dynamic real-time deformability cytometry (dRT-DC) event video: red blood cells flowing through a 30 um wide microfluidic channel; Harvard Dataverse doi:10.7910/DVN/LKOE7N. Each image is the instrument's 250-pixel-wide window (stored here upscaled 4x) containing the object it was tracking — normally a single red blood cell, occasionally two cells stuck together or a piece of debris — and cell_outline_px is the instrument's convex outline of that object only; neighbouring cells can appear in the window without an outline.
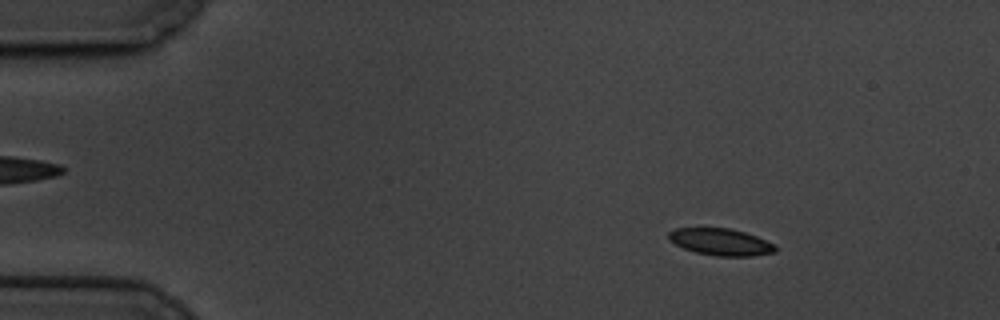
{"species": "common noctule bat (a hibernating species)", "species_latin": "Nyctalus noctula", "temperature_condition": "cold", "stored_images_in_passage": 57, "camera_frame_rate_fps": 3000, "um_per_image_px": 0.085, "animal": {"sex": "male", "body_mass_g": 19.5, "forearm_length_mm": 54.6}, "frame": {"image": 1, "passage_image": 6, "time_ms": 1.667, "image_size_px": [1000, 320], "cell_outline_px": [[776, 252], [752, 256], [716, 256], [696, 252], [684, 248], [668, 240], [668, 232], [676, 228], [732, 228], [756, 236], [772, 244], [776, 248]], "centroid_in_image_um": [61.23, 20.56], "position_along_channel_um": 23.8, "area_um2": 16.59}}
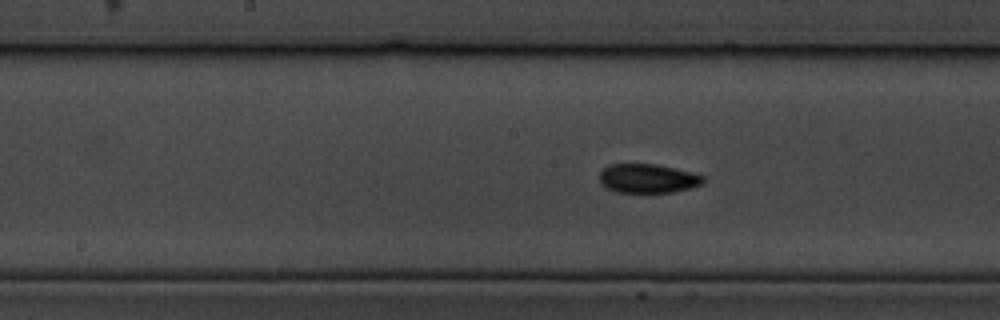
{"frame": {"image": 2, "passage_image": 28, "time_ms": 9.0, "image_size_px": [1000, 320], "cell_outline_px": [[704, 184], [692, 188], [672, 192], [616, 192], [604, 188], [600, 184], [600, 172], [608, 164], [656, 164], [692, 172], [704, 176]], "centroid_in_image_um": [55.06, 15.17], "position_along_channel_um": 193.1, "area_um2": 17.74}}
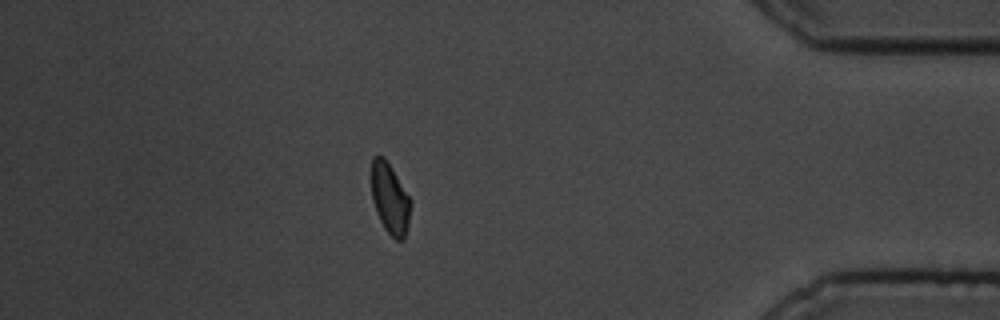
{"frame": {"image": 3, "passage_image": 50, "time_ms": 16.333, "image_size_px": [1000, 320], "cell_outline_px": [[412, 204], [408, 224], [404, 240], [396, 240], [384, 228], [376, 212], [372, 200], [372, 156], [384, 156], [392, 168], [412, 200]], "centroid_in_image_um": [33.16, 16.88], "position_along_channel_um": 402.0, "area_um2": 16.24}, "authors_computed_cell_mechanics": {"area_um2": 17.34, "velocity_mm_per_s": 3.3576, "shape_relaxation_time_tau1_ms": 7.2408, "shape_relaxation_time_tau2_ms": 3.5105, "deformation_change_tau1": 0.1304, "deformation_change_tau2": 0.0521}}